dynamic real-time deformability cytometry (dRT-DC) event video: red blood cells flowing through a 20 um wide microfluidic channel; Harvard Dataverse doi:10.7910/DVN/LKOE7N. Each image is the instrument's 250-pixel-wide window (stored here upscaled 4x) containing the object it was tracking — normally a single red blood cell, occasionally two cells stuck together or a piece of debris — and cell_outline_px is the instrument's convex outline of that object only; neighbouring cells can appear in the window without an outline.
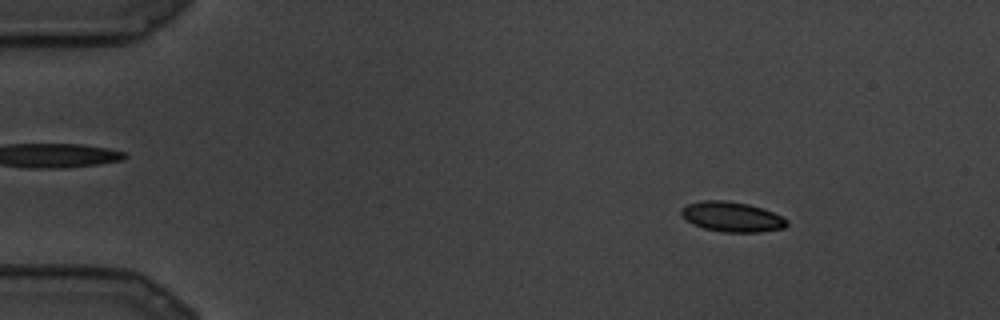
{"species": "common noctule bat (a hibernating species)", "species_latin": "Nyctalus noctula", "temperature_condition": "cold", "stored_images_in_passage": 15, "camera_frame_rate_fps": 3000, "um_per_image_px": 0.085, "animal": {"sex": "male", "body_mass_g": 19.5, "forearm_length_mm": 54.6}, "frame": {"image": 1, "passage_image": 4, "time_ms": 1.0, "image_size_px": [1000, 320], "cell_outline_px": [[788, 224], [784, 228], [760, 232], [724, 232], [704, 228], [692, 224], [680, 212], [680, 208], [688, 204], [704, 200], [724, 200], [748, 204], [764, 208], [788, 220]], "centroid_in_image_um": [62.22, 18.42], "position_along_channel_um": 22.8, "area_um2": 18.38}}
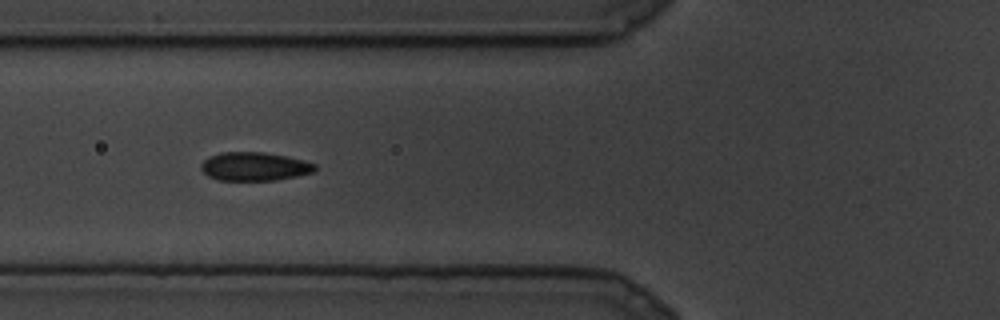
{"frame": {"image": 2, "passage_image": 10, "time_ms": 3.0, "image_size_px": [1000, 320], "cell_outline_px": [[316, 172], [276, 180], [216, 180], [208, 176], [200, 168], [200, 164], [208, 156], [220, 152], [264, 152], [288, 156], [304, 160], [316, 164]], "centroid_in_image_um": [21.63, 14.14], "position_along_channel_um": 104.2, "area_um2": 19.19}}
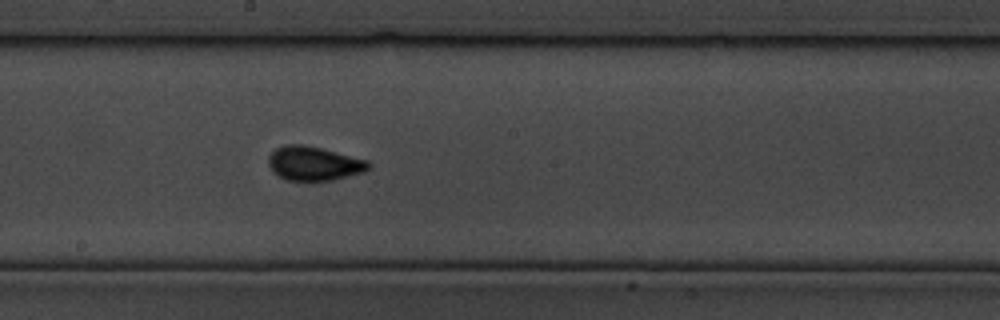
{"frame": {"image": 3, "passage_image": 15, "time_ms": 4.667, "image_size_px": [1000, 320], "cell_outline_px": [[372, 164], [364, 172], [332, 180], [284, 180], [272, 172], [268, 164], [268, 156], [276, 148], [284, 144], [304, 144], [368, 160]], "centroid_in_image_um": [26.65, 13.89], "position_along_channel_um": 221.6, "area_um2": 19.94}}